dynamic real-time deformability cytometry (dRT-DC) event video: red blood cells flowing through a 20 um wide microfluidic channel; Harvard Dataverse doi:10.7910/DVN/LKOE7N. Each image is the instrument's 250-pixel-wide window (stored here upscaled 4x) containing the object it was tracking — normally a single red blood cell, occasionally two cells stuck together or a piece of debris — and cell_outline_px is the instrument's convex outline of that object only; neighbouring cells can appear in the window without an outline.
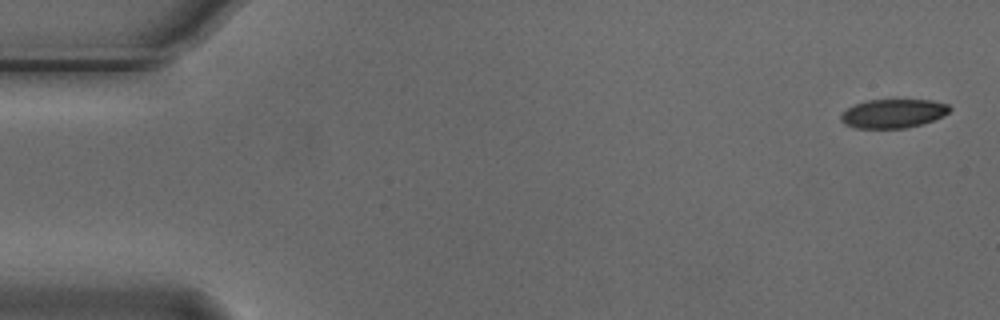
{"species": "Egyptian fruit bat (a non-hibernating species)", "species_latin": "Rousettus aegyptiacus", "temperature_condition": "cold", "stored_images_in_passage": 5, "camera_frame_rate_fps": 3000, "um_per_image_px": 0.085, "animal": {"sex": "male"}, "frame": {"image": 1, "passage_image": 1, "time_ms": 0.0, "image_size_px": [1000, 320], "cell_outline_px": [[952, 108], [944, 116], [908, 128], [856, 128], [844, 124], [840, 120], [840, 116], [848, 108], [856, 104], [868, 100], [932, 100], [948, 104]], "centroid_in_image_um": [75.93, 9.65], "position_along_channel_um": 9.1, "area_um2": 18.21}}
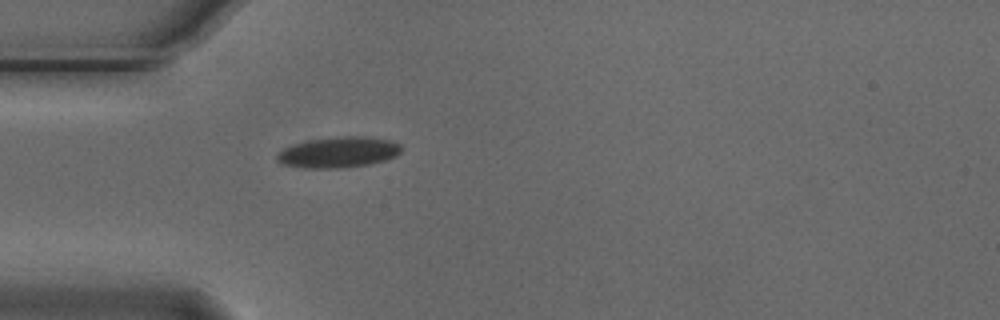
{"frame": {"image": 2, "passage_image": 5, "time_ms": 1.333, "image_size_px": [1000, 320], "cell_outline_px": [[400, 152], [396, 156], [384, 160], [368, 164], [340, 168], [304, 168], [284, 164], [276, 160], [276, 156], [284, 148], [292, 144], [308, 140], [336, 136], [364, 136], [392, 140], [400, 144]], "centroid_in_image_um": [28.76, 12.93], "position_along_channel_um": 56.2, "area_um2": 22.31}}